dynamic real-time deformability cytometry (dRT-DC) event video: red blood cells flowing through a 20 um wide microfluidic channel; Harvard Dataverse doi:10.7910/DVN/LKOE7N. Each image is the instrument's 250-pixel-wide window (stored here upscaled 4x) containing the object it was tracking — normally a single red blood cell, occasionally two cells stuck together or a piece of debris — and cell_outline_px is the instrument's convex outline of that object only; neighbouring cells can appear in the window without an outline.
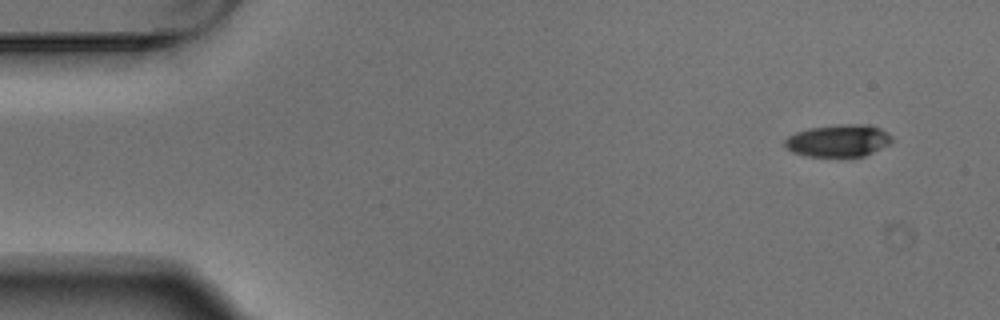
{"species": "Egyptian fruit bat (a non-hibernating species)", "species_latin": "Rousettus aegyptiacus", "temperature_condition": "warm", "stored_images_in_passage": 5, "camera_frame_rate_fps": 3000, "um_per_image_px": 0.085, "animal": {"sex": "male"}, "frame": {"image": 1, "passage_image": 1, "time_ms": 0.0, "image_size_px": [1000, 320], "cell_outline_px": [[892, 140], [888, 144], [864, 156], [808, 156], [792, 152], [784, 144], [784, 140], [788, 136], [796, 132], [808, 128], [840, 124], [872, 124], [888, 132], [892, 136]], "centroid_in_image_um": [71.26, 11.93], "position_along_channel_um": 13.7, "area_um2": 20.11}}
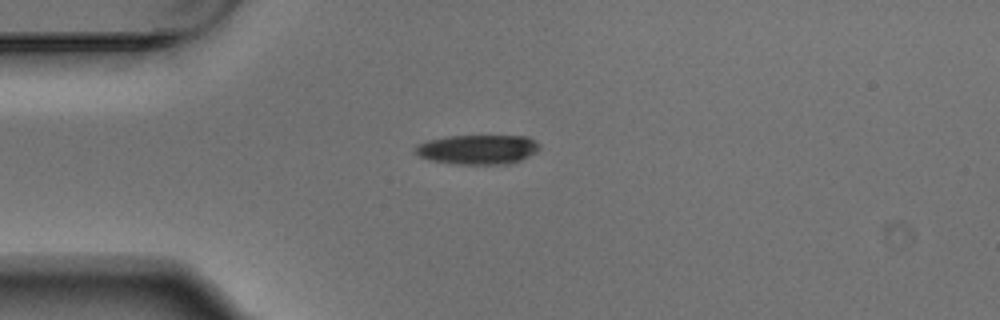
{"frame": {"image": 2, "passage_image": 3, "time_ms": 0.667, "image_size_px": [1000, 320], "cell_outline_px": [[540, 148], [536, 152], [520, 160], [508, 164], [456, 164], [428, 160], [412, 152], [412, 148], [416, 144], [428, 140], [448, 136], [528, 136], [540, 144]], "centroid_in_image_um": [40.56, 12.7], "position_along_channel_um": 44.4, "area_um2": 21.62}}
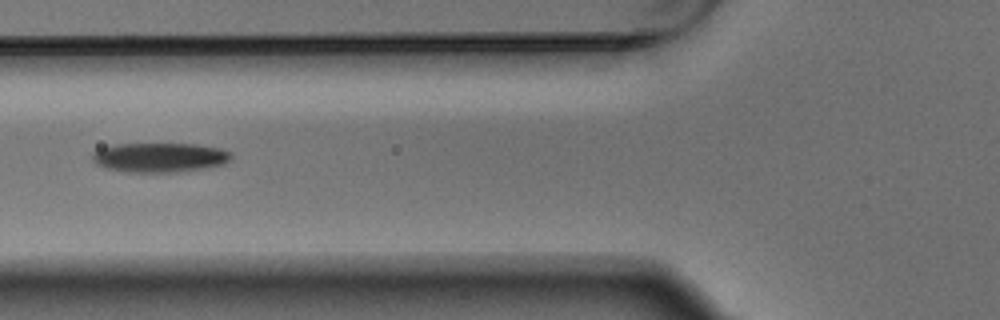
{"frame": {"image": 3, "passage_image": 5, "time_ms": 1.333, "image_size_px": [1000, 320], "cell_outline_px": [[232, 156], [224, 164], [176, 172], [128, 172], [108, 168], [96, 164], [92, 160], [92, 152], [100, 148], [116, 144], [196, 144], [220, 148], [232, 152]], "centroid_in_image_um": [13.56, 13.37], "position_along_channel_um": 112.2, "area_um2": 23.7}}